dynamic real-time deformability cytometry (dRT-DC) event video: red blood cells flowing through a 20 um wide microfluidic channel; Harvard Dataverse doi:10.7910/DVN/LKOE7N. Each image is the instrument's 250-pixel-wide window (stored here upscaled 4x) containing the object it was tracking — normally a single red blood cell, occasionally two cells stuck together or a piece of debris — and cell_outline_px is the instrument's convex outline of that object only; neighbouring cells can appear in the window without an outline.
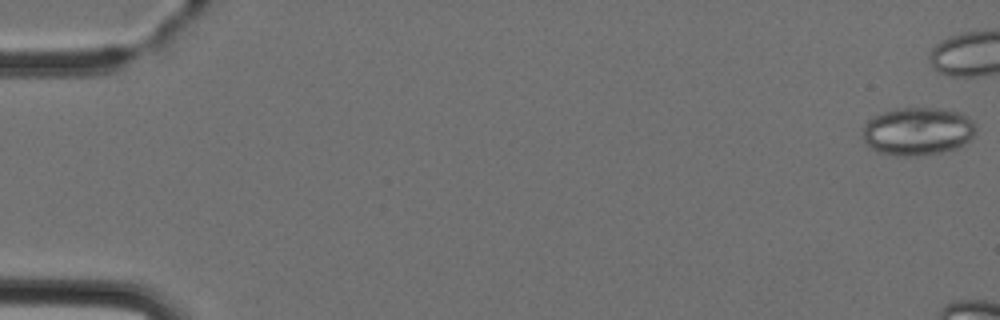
{"species": "Egyptian fruit bat (a non-hibernating species)", "species_latin": "Rousettus aegyptiacus", "temperature_condition": "cold", "stored_images_in_passage": 5, "camera_frame_rate_fps": 3000, "um_per_image_px": 0.085, "animal": {"sex": "female"}, "frame": {"image": 1, "passage_image": 1, "time_ms": 0.0, "image_size_px": [1000, 320], "cell_outline_px": [[976, 132], [964, 144], [956, 148], [940, 152], [916, 156], [896, 156], [876, 152], [864, 144], [864, 124], [868, 120], [884, 112], [896, 108], [940, 108], [960, 112], [968, 116], [976, 124]], "centroid_in_image_um": [78.01, 11.16], "position_along_channel_um": 7.0, "area_um2": 31.85}}